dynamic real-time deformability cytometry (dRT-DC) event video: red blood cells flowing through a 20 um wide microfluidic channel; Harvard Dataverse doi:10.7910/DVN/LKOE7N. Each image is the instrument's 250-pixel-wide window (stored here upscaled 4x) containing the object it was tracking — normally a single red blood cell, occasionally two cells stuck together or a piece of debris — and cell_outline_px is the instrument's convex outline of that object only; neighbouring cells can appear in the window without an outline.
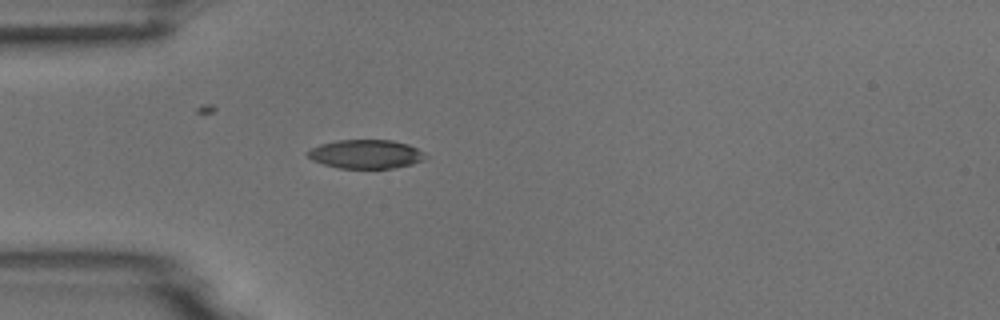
{"species": "common noctule bat (a hibernating species)", "species_latin": "Nyctalus noctula", "temperature_condition": "room temperature", "stored_images_in_passage": 1, "camera_frame_rate_fps": 3000, "um_per_image_px": 0.085, "animal": {"sex": "male", "body_mass_g": 18.8}, "frame": {"image": 1, "passage_image": 1, "time_ms": 0.0, "image_size_px": [1000, 320], "cell_outline_px": [[428, 156], [424, 160], [412, 164], [396, 168], [340, 168], [324, 164], [312, 160], [304, 152], [320, 144], [336, 140], [392, 140], [408, 144], [424, 152]], "centroid_in_image_um": [31.11, 13.1], "position_along_channel_um": 53.9, "area_um2": 19.88}}